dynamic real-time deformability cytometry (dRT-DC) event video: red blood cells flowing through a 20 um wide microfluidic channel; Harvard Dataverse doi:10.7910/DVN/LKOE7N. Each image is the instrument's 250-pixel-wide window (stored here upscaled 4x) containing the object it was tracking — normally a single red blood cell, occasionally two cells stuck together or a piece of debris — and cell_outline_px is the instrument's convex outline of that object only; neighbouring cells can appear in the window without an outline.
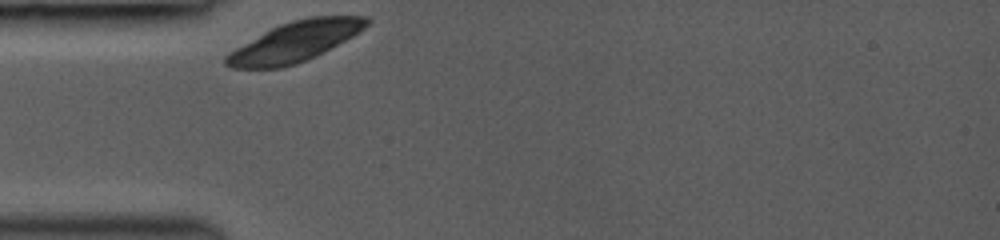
{"species": "common noctule bat (a hibernating species)", "species_latin": "Nyctalus noctula", "temperature_condition": "room temperature", "stored_images_in_passage": 9, "camera_frame_rate_fps": 3000, "um_per_image_px": 0.085, "animal": {"sex": "female", "body_mass_g": 19.0, "forearm_length_mm": 53.3}, "frame": {"image": 1, "passage_image": 1, "time_ms": 0.0, "image_size_px": [1000, 240], "cell_outline_px": [[368, 24], [364, 28], [352, 36], [316, 56], [296, 64], [280, 68], [232, 68], [224, 64], [224, 56], [236, 48], [264, 32], [280, 24], [292, 20], [308, 16], [368, 16]], "centroid_in_image_um": [25.06, 3.54], "position_along_channel_um": 59.9, "area_um2": 32.43}}